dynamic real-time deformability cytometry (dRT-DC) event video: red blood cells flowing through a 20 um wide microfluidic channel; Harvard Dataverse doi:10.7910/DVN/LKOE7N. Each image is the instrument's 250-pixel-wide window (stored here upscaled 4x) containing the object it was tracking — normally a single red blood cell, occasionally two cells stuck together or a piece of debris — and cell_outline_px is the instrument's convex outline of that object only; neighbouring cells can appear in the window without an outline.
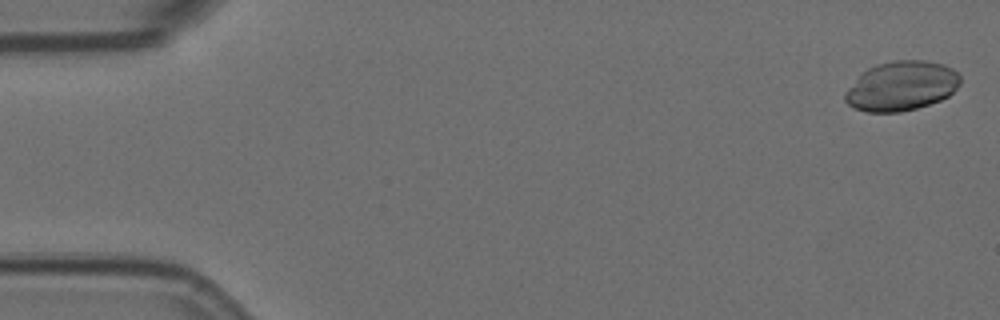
{"species": "Egyptian fruit bat (a non-hibernating species)", "species_latin": "Rousettus aegyptiacus", "temperature_condition": "room temperature", "stored_images_in_passage": 4, "camera_frame_rate_fps": 3000, "um_per_image_px": 0.085, "animal": {"sex": "female"}, "frame": {"image": 1, "passage_image": 1, "time_ms": 0.0, "image_size_px": [1000, 320], "cell_outline_px": [[960, 84], [948, 96], [940, 100], [916, 108], [900, 112], [868, 112], [856, 108], [848, 104], [844, 100], [844, 92], [868, 68], [876, 64], [892, 60], [924, 60], [944, 64], [952, 68], [960, 76]], "centroid_in_image_um": [76.63, 7.3], "position_along_channel_um": 8.4, "area_um2": 33.06}}